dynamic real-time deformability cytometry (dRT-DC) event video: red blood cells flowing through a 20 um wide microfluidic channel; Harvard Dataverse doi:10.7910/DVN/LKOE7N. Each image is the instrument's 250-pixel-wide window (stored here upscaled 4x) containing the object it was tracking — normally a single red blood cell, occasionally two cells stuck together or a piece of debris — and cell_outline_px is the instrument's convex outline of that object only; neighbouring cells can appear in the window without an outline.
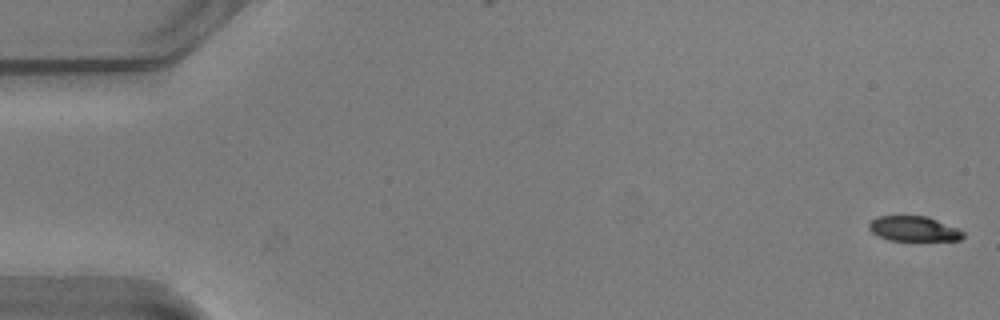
{"species": "common noctule bat (a hibernating species)", "species_latin": "Nyctalus noctula", "temperature_condition": "warm", "stored_images_in_passage": 13, "camera_frame_rate_fps": 3000, "um_per_image_px": 0.085, "animal": {"sex": "male", "body_mass_g": 20.5, "forearm_length_mm": 52.5}, "frame": {"image": 1, "passage_image": 1, "time_ms": 0.0, "image_size_px": [1000, 320], "cell_outline_px": [[964, 236], [960, 240], [888, 240], [872, 232], [868, 228], [868, 224], [876, 216], [928, 216], [956, 228], [964, 232]], "centroid_in_image_um": [77.65, 19.44], "position_along_channel_um": 7.4, "area_um2": 13.58}}